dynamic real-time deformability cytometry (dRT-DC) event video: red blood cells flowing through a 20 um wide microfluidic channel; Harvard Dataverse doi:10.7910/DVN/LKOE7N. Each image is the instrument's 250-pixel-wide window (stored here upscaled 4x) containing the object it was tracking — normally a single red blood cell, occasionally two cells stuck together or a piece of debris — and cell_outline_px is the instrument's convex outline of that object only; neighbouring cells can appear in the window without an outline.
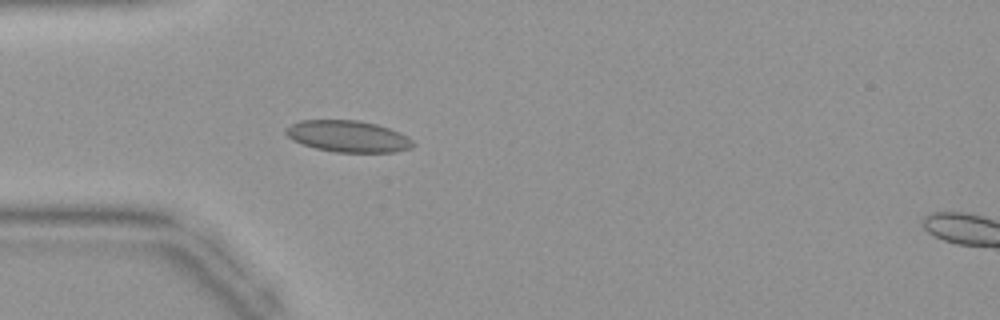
{"species": "common noctule bat (a hibernating species)", "species_latin": "Nyctalus noctula", "temperature_condition": "warm", "stored_images_in_passage": 43, "camera_frame_rate_fps": 3000, "um_per_image_px": 0.085, "animal": {"sex": "female", "body_mass_g": 19.9}, "frame": {"image": 1, "passage_image": 12, "time_ms": 3.667, "image_size_px": [1000, 320], "cell_outline_px": [[416, 144], [412, 148], [392, 152], [336, 152], [316, 148], [304, 144], [288, 136], [284, 132], [284, 128], [300, 120], [360, 120], [376, 124], [400, 132], [412, 140]], "centroid_in_image_um": [29.6, 11.58], "position_along_channel_um": 55.4, "area_um2": 23.24}}
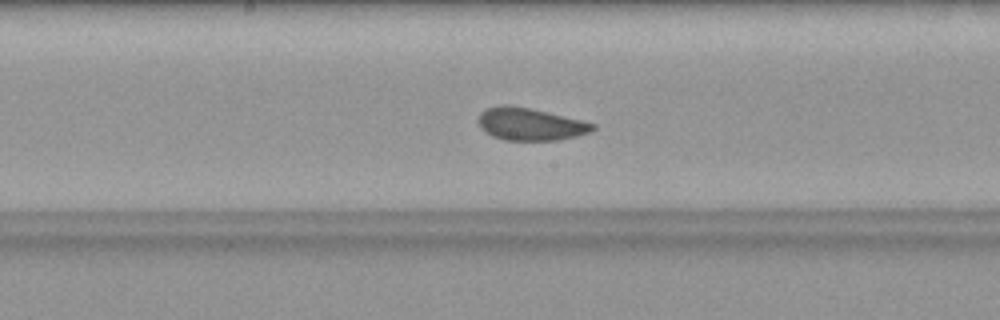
{"frame": {"image": 2, "passage_image": 22, "time_ms": 7.0, "image_size_px": [1000, 320], "cell_outline_px": [[596, 128], [592, 132], [576, 136], [556, 140], [504, 140], [492, 136], [476, 120], [480, 112], [484, 108], [500, 104], [508, 104], [548, 112], [596, 124]], "centroid_in_image_um": [45.06, 10.54], "position_along_channel_um": 203.1, "area_um2": 21.62}}
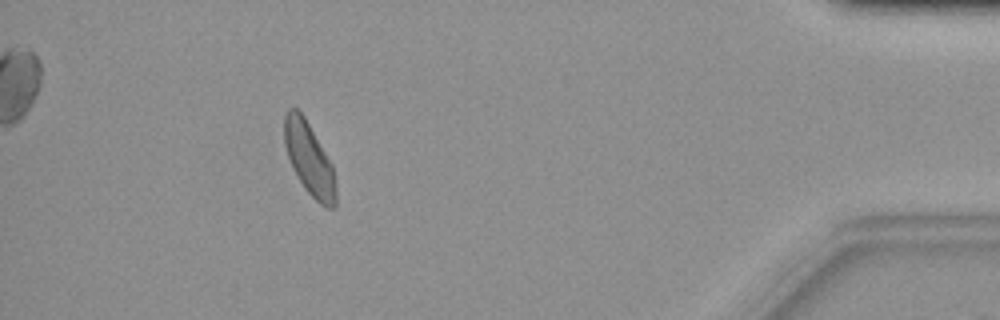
{"frame": {"image": 3, "passage_image": 39, "time_ms": 12.667, "image_size_px": [1000, 320], "cell_outline_px": [[336, 208], [328, 208], [320, 204], [304, 188], [292, 168], [284, 144], [284, 112], [288, 108], [296, 108], [304, 116], [332, 164], [336, 184]], "centroid_in_image_um": [26.28, 13.51], "position_along_channel_um": 408.9, "area_um2": 21.79}}